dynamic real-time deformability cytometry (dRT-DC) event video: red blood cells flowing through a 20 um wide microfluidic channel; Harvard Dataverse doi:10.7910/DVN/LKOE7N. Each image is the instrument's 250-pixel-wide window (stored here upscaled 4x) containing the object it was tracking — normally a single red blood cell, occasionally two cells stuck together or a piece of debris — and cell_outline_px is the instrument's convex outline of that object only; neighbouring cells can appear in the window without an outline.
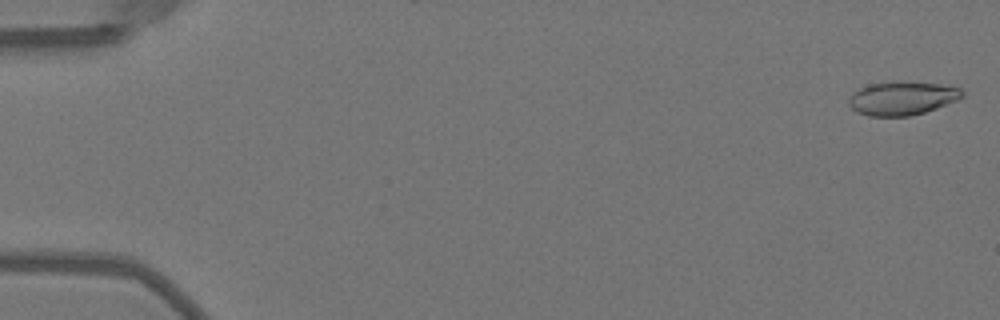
{"species": "Egyptian fruit bat (a non-hibernating species)", "species_latin": "Rousettus aegyptiacus", "temperature_condition": "warm", "stored_images_in_passage": 50, "segment_of_instrument_passage": [1, 2], "camera_frame_rate_fps": 3000, "um_per_image_px": 0.085, "animal": {"sex": "female"}, "frame": {"image": 1, "passage_image": 1, "time_ms": 0.0, "image_size_px": [1000, 320], "cell_outline_px": [[964, 96], [960, 100], [924, 112], [908, 116], [868, 116], [856, 112], [848, 104], [848, 100], [852, 92], [868, 84], [896, 80], [948, 84], [960, 88], [964, 92]], "centroid_in_image_um": [76.71, 8.32], "position_along_channel_um": 8.3, "area_um2": 22.83}}
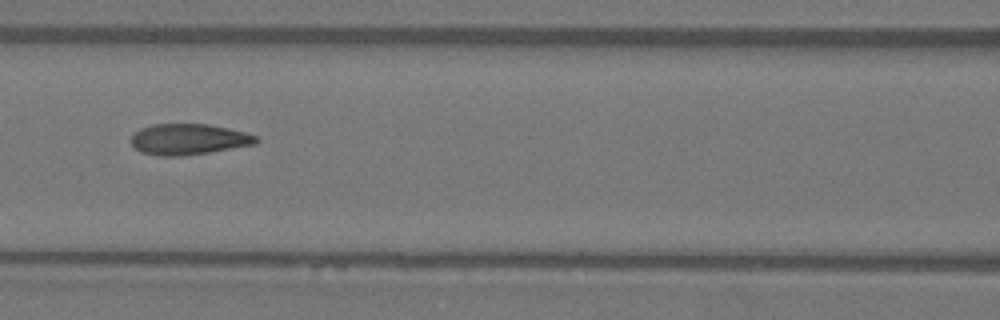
{"frame": {"image": 2, "passage_image": 23, "time_ms": 7.333, "image_size_px": [1000, 320], "cell_outline_px": [[260, 140], [256, 144], [208, 152], [180, 156], [156, 156], [140, 152], [132, 144], [132, 136], [140, 128], [152, 124], [208, 124], [228, 128], [244, 132], [256, 136]], "centroid_in_image_um": [16.02, 11.84], "position_along_channel_um": 150.6, "area_um2": 22.43}}
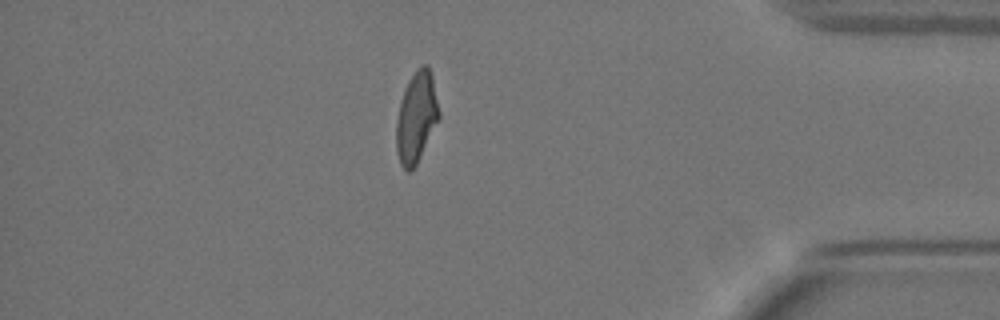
{"frame": {"image": 3, "passage_image": 44, "time_ms": 14.333, "image_size_px": [1000, 320], "cell_outline_px": [[440, 120], [412, 172], [408, 172], [400, 164], [396, 152], [396, 120], [400, 100], [408, 80], [416, 68], [420, 64], [428, 64], [432, 76], [440, 112]], "centroid_in_image_um": [35.39, 9.96], "position_along_channel_um": 399.8, "area_um2": 23.06}}